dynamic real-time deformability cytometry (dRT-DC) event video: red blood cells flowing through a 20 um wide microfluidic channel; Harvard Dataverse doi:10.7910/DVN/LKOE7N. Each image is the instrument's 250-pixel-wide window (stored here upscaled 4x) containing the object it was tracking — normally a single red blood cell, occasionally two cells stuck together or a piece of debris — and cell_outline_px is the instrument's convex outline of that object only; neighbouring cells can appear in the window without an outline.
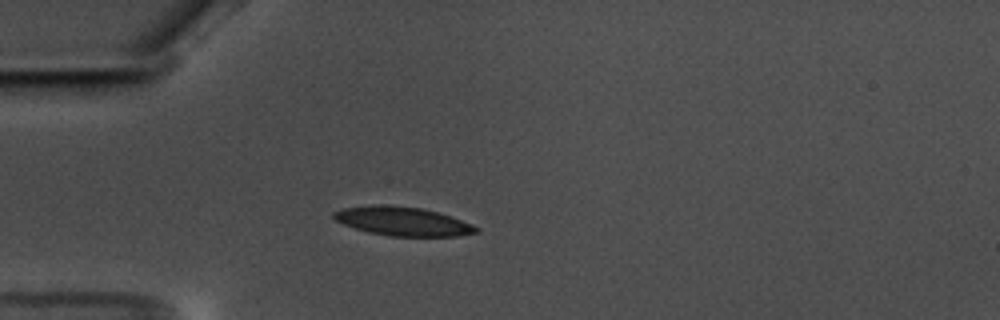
{"species": "common noctule bat (a hibernating species)", "species_latin": "Nyctalus noctula", "temperature_condition": "warm", "stored_images_in_passage": 52, "camera_frame_rate_fps": 3000, "um_per_image_px": 0.085, "animal": {"sex": "male", "body_mass_g": 17.5, "forearm_length_mm": 52.3}, "frame": {"image": 1, "passage_image": 11, "time_ms": 3.333, "image_size_px": [1000, 320], "cell_outline_px": [[480, 232], [456, 236], [392, 236], [368, 232], [344, 224], [336, 220], [332, 216], [332, 212], [344, 208], [384, 204], [392, 204], [420, 208], [436, 212], [472, 224], [480, 228]], "centroid_in_image_um": [34.24, 18.81], "position_along_channel_um": 50.8, "area_um2": 23.7}}
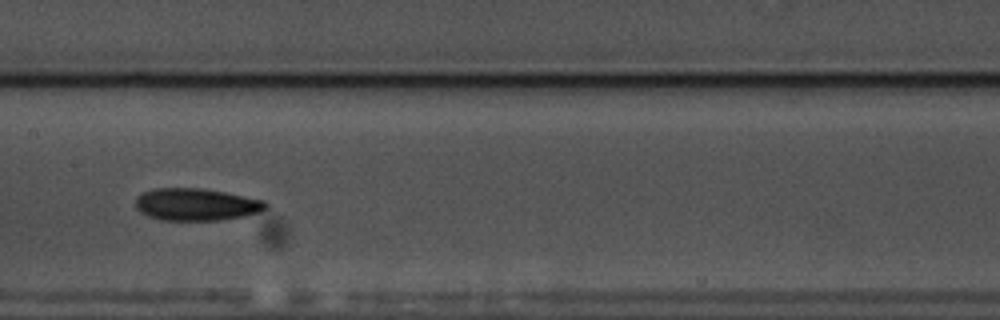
{"frame": {"image": 2, "passage_image": 24, "time_ms": 7.667, "image_size_px": [1000, 320], "cell_outline_px": [[268, 208], [244, 216], [220, 220], [160, 220], [148, 216], [140, 212], [136, 208], [136, 196], [152, 188], [204, 188], [264, 200], [268, 204]], "centroid_in_image_um": [16.65, 17.37], "position_along_channel_um": 190.7, "area_um2": 24.51}}
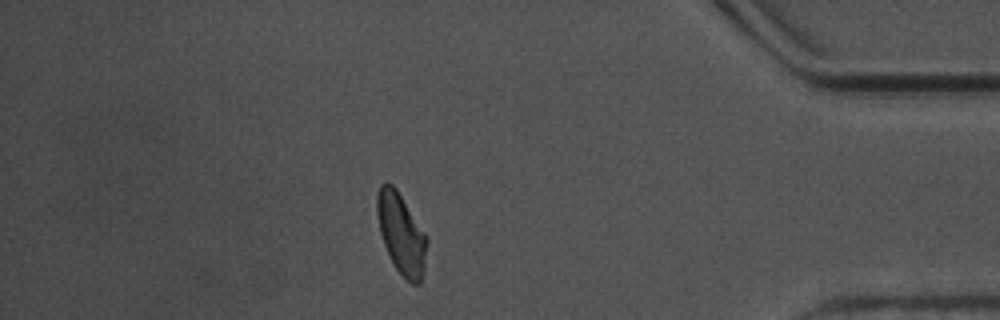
{"frame": {"image": 3, "passage_image": 45, "time_ms": 14.667, "image_size_px": [1000, 320], "cell_outline_px": [[428, 240], [424, 272], [420, 284], [412, 284], [396, 268], [384, 244], [380, 232], [376, 212], [376, 192], [380, 184], [392, 184], [396, 188], [424, 232]], "centroid_in_image_um": [34.11, 19.86], "position_along_channel_um": 401.1, "area_um2": 23.18}, "authors_computed_cell_mechanics": {"area_um2": 23.1778, "velocity_mm_per_s": 3.535, "shape_relaxation_time_tau1_ms": 4.3142, "shape_relaxation_time_tau2_ms": 5.6933, "deformation_change_tau1": 0.1193, "deformation_change_tau2": 0.1116}}